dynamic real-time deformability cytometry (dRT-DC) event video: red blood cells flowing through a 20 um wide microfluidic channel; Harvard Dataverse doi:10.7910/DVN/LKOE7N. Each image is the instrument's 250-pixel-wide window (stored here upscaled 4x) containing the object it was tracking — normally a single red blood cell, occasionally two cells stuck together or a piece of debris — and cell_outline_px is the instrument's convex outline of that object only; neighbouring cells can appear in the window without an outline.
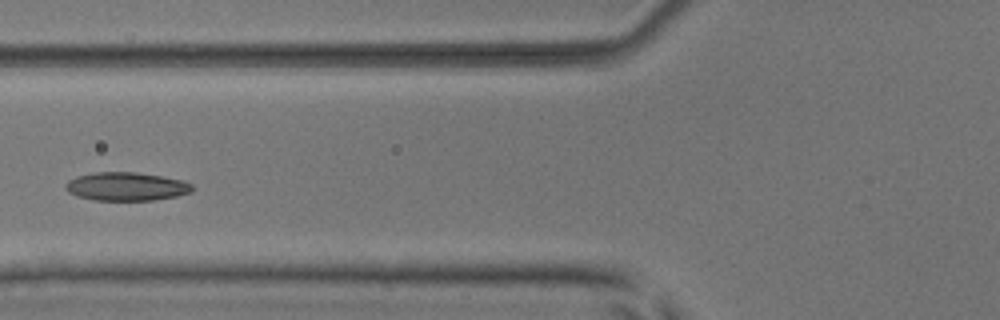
{"species": "common noctule bat (a hibernating species)", "species_latin": "Nyctalus noctula", "temperature_condition": "room temperature", "stored_images_in_passage": 6, "camera_frame_rate_fps": 3000, "um_per_image_px": 0.085, "animal": {"sex": "male", "body_mass_g": 17.9, "forearm_length_mm": 54.2}, "frame": {"image": 1, "passage_image": 6, "time_ms": 6.667, "image_size_px": [1000, 320], "cell_outline_px": [[192, 192], [176, 196], [156, 200], [92, 200], [76, 196], [68, 192], [64, 188], [64, 184], [68, 180], [76, 176], [92, 172], [136, 172], [160, 176], [180, 180], [192, 184]], "centroid_in_image_um": [10.67, 15.85], "position_along_channel_um": 115.1, "area_um2": 21.1}}